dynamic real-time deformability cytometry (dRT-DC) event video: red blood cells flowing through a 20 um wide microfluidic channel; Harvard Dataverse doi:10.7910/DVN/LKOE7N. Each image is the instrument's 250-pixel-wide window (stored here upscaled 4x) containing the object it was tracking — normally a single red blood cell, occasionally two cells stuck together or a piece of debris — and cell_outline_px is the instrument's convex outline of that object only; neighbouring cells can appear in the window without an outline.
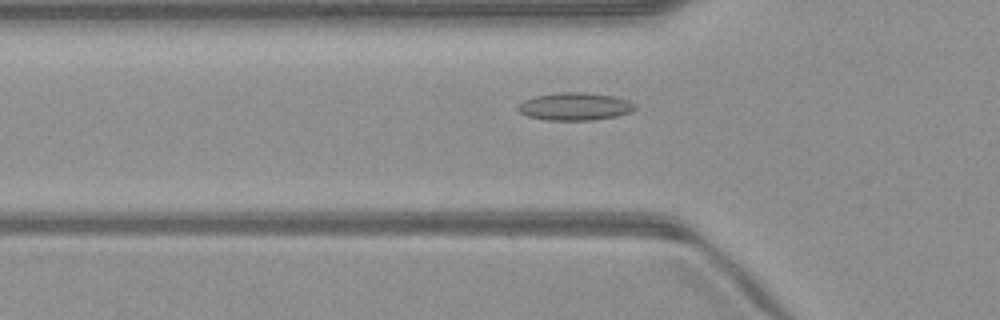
{"species": "common noctule bat (a hibernating species)", "species_latin": "Nyctalus noctula", "temperature_condition": "warm", "stored_images_in_passage": 41, "camera_frame_rate_fps": 3000, "um_per_image_px": 0.085, "animal": {"sex": "male", "body_mass_g": 23.1, "forearm_length_mm": 52.7}, "frame": {"image": 1, "passage_image": 7, "time_ms": 2.0, "image_size_px": [1000, 320], "cell_outline_px": [[636, 108], [632, 112], [616, 116], [592, 120], [548, 120], [528, 116], [520, 112], [516, 108], [524, 100], [536, 96], [560, 92], [580, 92], [612, 96], [628, 100], [636, 104]], "centroid_in_image_um": [48.89, 9.05], "position_along_channel_um": 76.9, "area_um2": 18.73}}
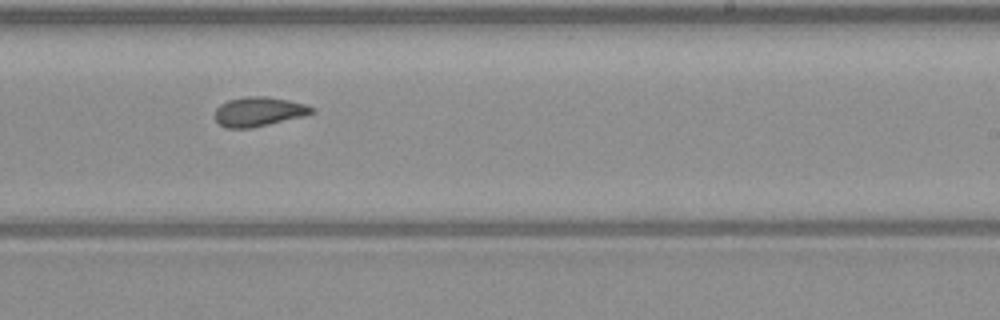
{"frame": {"image": 2, "passage_image": 21, "time_ms": 6.667, "image_size_px": [1000, 320], "cell_outline_px": [[316, 112], [304, 116], [252, 128], [228, 128], [220, 124], [212, 116], [216, 108], [220, 104], [228, 100], [248, 96], [268, 96], [288, 100], [304, 104], [316, 108]], "centroid_in_image_um": [21.99, 9.49], "position_along_channel_um": 267.0, "area_um2": 16.76}}
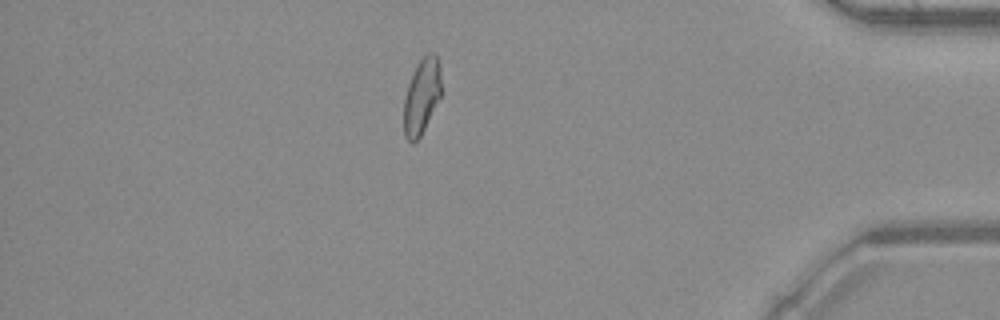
{"frame": {"image": 3, "passage_image": 34, "time_ms": 11.0, "image_size_px": [1000, 320], "cell_outline_px": [[440, 96], [420, 136], [412, 144], [404, 136], [404, 100], [408, 84], [420, 60], [428, 52], [436, 52], [440, 64]], "centroid_in_image_um": [35.84, 8.16], "position_along_channel_um": 399.4, "area_um2": 16.13}}